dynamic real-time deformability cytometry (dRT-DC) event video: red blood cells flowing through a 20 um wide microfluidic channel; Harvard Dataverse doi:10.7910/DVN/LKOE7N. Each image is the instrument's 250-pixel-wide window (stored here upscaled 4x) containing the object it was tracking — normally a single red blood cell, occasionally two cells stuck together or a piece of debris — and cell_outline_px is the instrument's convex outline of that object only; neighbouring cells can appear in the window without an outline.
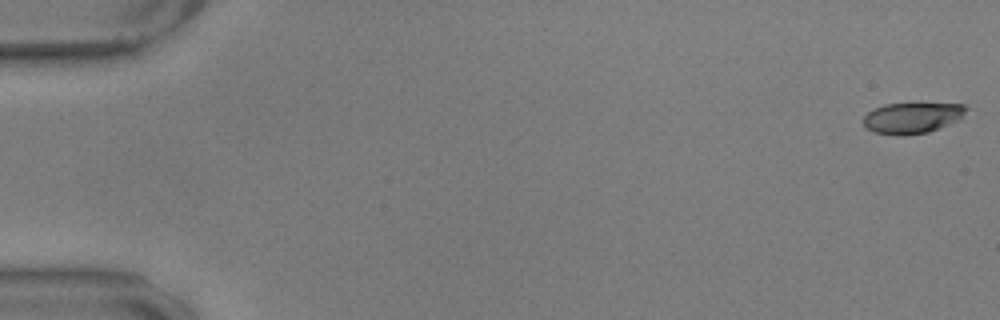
{"species": "common noctule bat (a hibernating species)", "species_latin": "Nyctalus noctula", "temperature_condition": "warm", "stored_images_in_passage": 10, "camera_frame_rate_fps": 3000, "um_per_image_px": 0.085, "animal": {"sex": "male", "body_mass_g": 17.9, "forearm_length_mm": 54.2}, "frame": {"image": 1, "passage_image": 1, "time_ms": 0.0, "image_size_px": [1000, 320], "cell_outline_px": [[968, 108], [960, 120], [928, 132], [904, 136], [896, 136], [876, 132], [868, 128], [860, 120], [868, 112], [884, 104], [964, 104]], "centroid_in_image_um": [77.54, 10.03], "position_along_channel_um": 7.5, "area_um2": 18.5}}